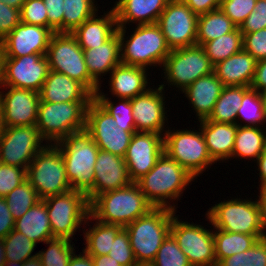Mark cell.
Instances as JSON below:
<instances>
[{"instance_id":"20","label":"cell","mask_w":266,"mask_h":266,"mask_svg":"<svg viewBox=\"0 0 266 266\" xmlns=\"http://www.w3.org/2000/svg\"><path fill=\"white\" fill-rule=\"evenodd\" d=\"M154 88L155 86L130 99L132 113L137 132L159 133L164 136L165 124H168V116H166L168 111L165 107L166 97L164 94L166 91L160 85Z\"/></svg>"},{"instance_id":"42","label":"cell","mask_w":266,"mask_h":266,"mask_svg":"<svg viewBox=\"0 0 266 266\" xmlns=\"http://www.w3.org/2000/svg\"><path fill=\"white\" fill-rule=\"evenodd\" d=\"M3 242L6 261L22 263L38 255V253L32 255L36 243L14 229L3 239Z\"/></svg>"},{"instance_id":"18","label":"cell","mask_w":266,"mask_h":266,"mask_svg":"<svg viewBox=\"0 0 266 266\" xmlns=\"http://www.w3.org/2000/svg\"><path fill=\"white\" fill-rule=\"evenodd\" d=\"M39 103L37 91L4 86L0 91L4 127L36 125Z\"/></svg>"},{"instance_id":"7","label":"cell","mask_w":266,"mask_h":266,"mask_svg":"<svg viewBox=\"0 0 266 266\" xmlns=\"http://www.w3.org/2000/svg\"><path fill=\"white\" fill-rule=\"evenodd\" d=\"M232 198L219 202L206 211L213 228L232 233L262 235V216L259 200Z\"/></svg>"},{"instance_id":"26","label":"cell","mask_w":266,"mask_h":266,"mask_svg":"<svg viewBox=\"0 0 266 266\" xmlns=\"http://www.w3.org/2000/svg\"><path fill=\"white\" fill-rule=\"evenodd\" d=\"M222 82L213 72L207 76L200 77L190 84L182 93L185 94L196 113L198 121L208 119L213 111L217 99L223 89Z\"/></svg>"},{"instance_id":"50","label":"cell","mask_w":266,"mask_h":266,"mask_svg":"<svg viewBox=\"0 0 266 266\" xmlns=\"http://www.w3.org/2000/svg\"><path fill=\"white\" fill-rule=\"evenodd\" d=\"M243 50L257 61L266 59V28L243 34Z\"/></svg>"},{"instance_id":"58","label":"cell","mask_w":266,"mask_h":266,"mask_svg":"<svg viewBox=\"0 0 266 266\" xmlns=\"http://www.w3.org/2000/svg\"><path fill=\"white\" fill-rule=\"evenodd\" d=\"M255 162H257V170L259 171L258 175L260 177L259 190L266 189V147L260 157Z\"/></svg>"},{"instance_id":"21","label":"cell","mask_w":266,"mask_h":266,"mask_svg":"<svg viewBox=\"0 0 266 266\" xmlns=\"http://www.w3.org/2000/svg\"><path fill=\"white\" fill-rule=\"evenodd\" d=\"M55 32L47 27L20 22L0 41L5 57H21L30 54L46 55Z\"/></svg>"},{"instance_id":"54","label":"cell","mask_w":266,"mask_h":266,"mask_svg":"<svg viewBox=\"0 0 266 266\" xmlns=\"http://www.w3.org/2000/svg\"><path fill=\"white\" fill-rule=\"evenodd\" d=\"M15 226V220L4 197H0V239H4Z\"/></svg>"},{"instance_id":"45","label":"cell","mask_w":266,"mask_h":266,"mask_svg":"<svg viewBox=\"0 0 266 266\" xmlns=\"http://www.w3.org/2000/svg\"><path fill=\"white\" fill-rule=\"evenodd\" d=\"M98 90L94 94V99L120 124H135L132 113V105L130 99L120 98L117 103L109 99L108 94ZM107 95V96H106Z\"/></svg>"},{"instance_id":"9","label":"cell","mask_w":266,"mask_h":266,"mask_svg":"<svg viewBox=\"0 0 266 266\" xmlns=\"http://www.w3.org/2000/svg\"><path fill=\"white\" fill-rule=\"evenodd\" d=\"M27 180L40 199L72 190L60 149L47 144L31 161L27 169Z\"/></svg>"},{"instance_id":"24","label":"cell","mask_w":266,"mask_h":266,"mask_svg":"<svg viewBox=\"0 0 266 266\" xmlns=\"http://www.w3.org/2000/svg\"><path fill=\"white\" fill-rule=\"evenodd\" d=\"M148 69L119 64L109 74V92L116 99H133L151 88Z\"/></svg>"},{"instance_id":"19","label":"cell","mask_w":266,"mask_h":266,"mask_svg":"<svg viewBox=\"0 0 266 266\" xmlns=\"http://www.w3.org/2000/svg\"><path fill=\"white\" fill-rule=\"evenodd\" d=\"M164 153V138L159 133L135 132L132 135L124 160L129 177L136 182L147 174Z\"/></svg>"},{"instance_id":"1","label":"cell","mask_w":266,"mask_h":266,"mask_svg":"<svg viewBox=\"0 0 266 266\" xmlns=\"http://www.w3.org/2000/svg\"><path fill=\"white\" fill-rule=\"evenodd\" d=\"M194 179L192 174L164 152L155 166L136 183L154 207L177 211L173 201L183 196V191Z\"/></svg>"},{"instance_id":"11","label":"cell","mask_w":266,"mask_h":266,"mask_svg":"<svg viewBox=\"0 0 266 266\" xmlns=\"http://www.w3.org/2000/svg\"><path fill=\"white\" fill-rule=\"evenodd\" d=\"M85 130L99 149L125 157L135 124H120L94 99L86 111Z\"/></svg>"},{"instance_id":"48","label":"cell","mask_w":266,"mask_h":266,"mask_svg":"<svg viewBox=\"0 0 266 266\" xmlns=\"http://www.w3.org/2000/svg\"><path fill=\"white\" fill-rule=\"evenodd\" d=\"M108 255L122 266H132L136 263L129 236L124 228L115 237Z\"/></svg>"},{"instance_id":"30","label":"cell","mask_w":266,"mask_h":266,"mask_svg":"<svg viewBox=\"0 0 266 266\" xmlns=\"http://www.w3.org/2000/svg\"><path fill=\"white\" fill-rule=\"evenodd\" d=\"M89 75L100 85L101 76L107 75L121 64L120 39L116 32L109 40L92 49H83Z\"/></svg>"},{"instance_id":"62","label":"cell","mask_w":266,"mask_h":266,"mask_svg":"<svg viewBox=\"0 0 266 266\" xmlns=\"http://www.w3.org/2000/svg\"><path fill=\"white\" fill-rule=\"evenodd\" d=\"M259 203L261 207V216H266V189L260 190L259 195Z\"/></svg>"},{"instance_id":"49","label":"cell","mask_w":266,"mask_h":266,"mask_svg":"<svg viewBox=\"0 0 266 266\" xmlns=\"http://www.w3.org/2000/svg\"><path fill=\"white\" fill-rule=\"evenodd\" d=\"M21 22L48 28L47 9L43 0H25L20 10Z\"/></svg>"},{"instance_id":"43","label":"cell","mask_w":266,"mask_h":266,"mask_svg":"<svg viewBox=\"0 0 266 266\" xmlns=\"http://www.w3.org/2000/svg\"><path fill=\"white\" fill-rule=\"evenodd\" d=\"M217 266H266V241L258 240L250 249L221 260Z\"/></svg>"},{"instance_id":"25","label":"cell","mask_w":266,"mask_h":266,"mask_svg":"<svg viewBox=\"0 0 266 266\" xmlns=\"http://www.w3.org/2000/svg\"><path fill=\"white\" fill-rule=\"evenodd\" d=\"M169 0H116L112 7L118 27L126 24H155Z\"/></svg>"},{"instance_id":"10","label":"cell","mask_w":266,"mask_h":266,"mask_svg":"<svg viewBox=\"0 0 266 266\" xmlns=\"http://www.w3.org/2000/svg\"><path fill=\"white\" fill-rule=\"evenodd\" d=\"M45 56L50 70L81 82L93 94L100 89V85L89 75L84 51L71 33L55 32Z\"/></svg>"},{"instance_id":"64","label":"cell","mask_w":266,"mask_h":266,"mask_svg":"<svg viewBox=\"0 0 266 266\" xmlns=\"http://www.w3.org/2000/svg\"><path fill=\"white\" fill-rule=\"evenodd\" d=\"M6 256H5V245L3 239H0V266H5Z\"/></svg>"},{"instance_id":"27","label":"cell","mask_w":266,"mask_h":266,"mask_svg":"<svg viewBox=\"0 0 266 266\" xmlns=\"http://www.w3.org/2000/svg\"><path fill=\"white\" fill-rule=\"evenodd\" d=\"M103 14L98 16L96 13L71 33L82 49L100 46L117 32L118 26L114 9Z\"/></svg>"},{"instance_id":"34","label":"cell","mask_w":266,"mask_h":266,"mask_svg":"<svg viewBox=\"0 0 266 266\" xmlns=\"http://www.w3.org/2000/svg\"><path fill=\"white\" fill-rule=\"evenodd\" d=\"M250 89L245 86H224L208 120L218 123L237 124L243 95Z\"/></svg>"},{"instance_id":"36","label":"cell","mask_w":266,"mask_h":266,"mask_svg":"<svg viewBox=\"0 0 266 266\" xmlns=\"http://www.w3.org/2000/svg\"><path fill=\"white\" fill-rule=\"evenodd\" d=\"M237 26L221 9L210 11L198 16L197 45L215 40L216 38L233 32Z\"/></svg>"},{"instance_id":"12","label":"cell","mask_w":266,"mask_h":266,"mask_svg":"<svg viewBox=\"0 0 266 266\" xmlns=\"http://www.w3.org/2000/svg\"><path fill=\"white\" fill-rule=\"evenodd\" d=\"M164 80L160 84L165 89L168 86L184 91L190 84L200 77L214 72V65L207 57L201 45L172 49L163 64Z\"/></svg>"},{"instance_id":"32","label":"cell","mask_w":266,"mask_h":266,"mask_svg":"<svg viewBox=\"0 0 266 266\" xmlns=\"http://www.w3.org/2000/svg\"><path fill=\"white\" fill-rule=\"evenodd\" d=\"M89 221L96 222L93 224L94 226L91 227V225H88ZM85 224L90 227L83 230L86 245L84 250L90 256L108 255L115 237L123 227L120 225L102 223L91 214L88 215Z\"/></svg>"},{"instance_id":"33","label":"cell","mask_w":266,"mask_h":266,"mask_svg":"<svg viewBox=\"0 0 266 266\" xmlns=\"http://www.w3.org/2000/svg\"><path fill=\"white\" fill-rule=\"evenodd\" d=\"M266 147V128L258 126L237 125L232 159H248L256 161ZM256 158V159H255Z\"/></svg>"},{"instance_id":"59","label":"cell","mask_w":266,"mask_h":266,"mask_svg":"<svg viewBox=\"0 0 266 266\" xmlns=\"http://www.w3.org/2000/svg\"><path fill=\"white\" fill-rule=\"evenodd\" d=\"M94 266H122L109 255L92 256Z\"/></svg>"},{"instance_id":"35","label":"cell","mask_w":266,"mask_h":266,"mask_svg":"<svg viewBox=\"0 0 266 266\" xmlns=\"http://www.w3.org/2000/svg\"><path fill=\"white\" fill-rule=\"evenodd\" d=\"M213 230L217 264L229 256L250 249L258 240L262 238V235L232 233L216 228H213Z\"/></svg>"},{"instance_id":"15","label":"cell","mask_w":266,"mask_h":266,"mask_svg":"<svg viewBox=\"0 0 266 266\" xmlns=\"http://www.w3.org/2000/svg\"><path fill=\"white\" fill-rule=\"evenodd\" d=\"M43 141L36 125L4 127L0 135V162L27 170L37 153L47 145Z\"/></svg>"},{"instance_id":"51","label":"cell","mask_w":266,"mask_h":266,"mask_svg":"<svg viewBox=\"0 0 266 266\" xmlns=\"http://www.w3.org/2000/svg\"><path fill=\"white\" fill-rule=\"evenodd\" d=\"M266 28V1L257 0L255 9L241 24L239 30L242 34L252 33Z\"/></svg>"},{"instance_id":"29","label":"cell","mask_w":266,"mask_h":266,"mask_svg":"<svg viewBox=\"0 0 266 266\" xmlns=\"http://www.w3.org/2000/svg\"><path fill=\"white\" fill-rule=\"evenodd\" d=\"M199 123L211 158L216 163L231 160L237 124L218 123L208 119Z\"/></svg>"},{"instance_id":"40","label":"cell","mask_w":266,"mask_h":266,"mask_svg":"<svg viewBox=\"0 0 266 266\" xmlns=\"http://www.w3.org/2000/svg\"><path fill=\"white\" fill-rule=\"evenodd\" d=\"M4 198L15 221L41 200L28 180L14 188Z\"/></svg>"},{"instance_id":"14","label":"cell","mask_w":266,"mask_h":266,"mask_svg":"<svg viewBox=\"0 0 266 266\" xmlns=\"http://www.w3.org/2000/svg\"><path fill=\"white\" fill-rule=\"evenodd\" d=\"M173 216L170 234L192 266H217L213 230Z\"/></svg>"},{"instance_id":"31","label":"cell","mask_w":266,"mask_h":266,"mask_svg":"<svg viewBox=\"0 0 266 266\" xmlns=\"http://www.w3.org/2000/svg\"><path fill=\"white\" fill-rule=\"evenodd\" d=\"M14 230L26 235L34 243H45L53 239V233L44 200L33 205L22 217L15 221Z\"/></svg>"},{"instance_id":"23","label":"cell","mask_w":266,"mask_h":266,"mask_svg":"<svg viewBox=\"0 0 266 266\" xmlns=\"http://www.w3.org/2000/svg\"><path fill=\"white\" fill-rule=\"evenodd\" d=\"M40 102L93 101L94 94L81 82L50 70L39 91Z\"/></svg>"},{"instance_id":"60","label":"cell","mask_w":266,"mask_h":266,"mask_svg":"<svg viewBox=\"0 0 266 266\" xmlns=\"http://www.w3.org/2000/svg\"><path fill=\"white\" fill-rule=\"evenodd\" d=\"M5 266H42V262L40 257L37 255L29 260H26L22 263L20 262H13V261H6Z\"/></svg>"},{"instance_id":"56","label":"cell","mask_w":266,"mask_h":266,"mask_svg":"<svg viewBox=\"0 0 266 266\" xmlns=\"http://www.w3.org/2000/svg\"><path fill=\"white\" fill-rule=\"evenodd\" d=\"M251 89L262 93L266 90V59L257 61Z\"/></svg>"},{"instance_id":"13","label":"cell","mask_w":266,"mask_h":266,"mask_svg":"<svg viewBox=\"0 0 266 266\" xmlns=\"http://www.w3.org/2000/svg\"><path fill=\"white\" fill-rule=\"evenodd\" d=\"M43 200L47 206L53 238L71 240L77 229L79 230L80 226L85 224L90 214L87 196L80 191L72 189Z\"/></svg>"},{"instance_id":"16","label":"cell","mask_w":266,"mask_h":266,"mask_svg":"<svg viewBox=\"0 0 266 266\" xmlns=\"http://www.w3.org/2000/svg\"><path fill=\"white\" fill-rule=\"evenodd\" d=\"M197 23L198 15L182 0H169L156 24L172 50L197 44Z\"/></svg>"},{"instance_id":"63","label":"cell","mask_w":266,"mask_h":266,"mask_svg":"<svg viewBox=\"0 0 266 266\" xmlns=\"http://www.w3.org/2000/svg\"><path fill=\"white\" fill-rule=\"evenodd\" d=\"M1 2L5 3L6 5L13 7V8H18L22 9V6L25 2V0H0Z\"/></svg>"},{"instance_id":"53","label":"cell","mask_w":266,"mask_h":266,"mask_svg":"<svg viewBox=\"0 0 266 266\" xmlns=\"http://www.w3.org/2000/svg\"><path fill=\"white\" fill-rule=\"evenodd\" d=\"M47 9L48 28L63 33L64 0H43Z\"/></svg>"},{"instance_id":"4","label":"cell","mask_w":266,"mask_h":266,"mask_svg":"<svg viewBox=\"0 0 266 266\" xmlns=\"http://www.w3.org/2000/svg\"><path fill=\"white\" fill-rule=\"evenodd\" d=\"M55 145L62 154L71 188L86 195L94 187V166L99 147L86 130L72 133Z\"/></svg>"},{"instance_id":"22","label":"cell","mask_w":266,"mask_h":266,"mask_svg":"<svg viewBox=\"0 0 266 266\" xmlns=\"http://www.w3.org/2000/svg\"><path fill=\"white\" fill-rule=\"evenodd\" d=\"M131 183L124 158L99 149L94 166V187L86 196L91 203L98 195Z\"/></svg>"},{"instance_id":"3","label":"cell","mask_w":266,"mask_h":266,"mask_svg":"<svg viewBox=\"0 0 266 266\" xmlns=\"http://www.w3.org/2000/svg\"><path fill=\"white\" fill-rule=\"evenodd\" d=\"M135 27L133 33L128 37L125 36L127 26L117 28L121 63L146 69L152 66L162 68L171 49L160 27L156 23L136 25Z\"/></svg>"},{"instance_id":"57","label":"cell","mask_w":266,"mask_h":266,"mask_svg":"<svg viewBox=\"0 0 266 266\" xmlns=\"http://www.w3.org/2000/svg\"><path fill=\"white\" fill-rule=\"evenodd\" d=\"M82 253V254H81ZM68 266H94L92 256H90L84 249L80 254L76 255L75 252L71 257Z\"/></svg>"},{"instance_id":"8","label":"cell","mask_w":266,"mask_h":266,"mask_svg":"<svg viewBox=\"0 0 266 266\" xmlns=\"http://www.w3.org/2000/svg\"><path fill=\"white\" fill-rule=\"evenodd\" d=\"M163 138L164 152L196 179L210 165L215 164L208 152L206 141L200 128L198 131L194 128L193 130L174 129V131L168 128Z\"/></svg>"},{"instance_id":"55","label":"cell","mask_w":266,"mask_h":266,"mask_svg":"<svg viewBox=\"0 0 266 266\" xmlns=\"http://www.w3.org/2000/svg\"><path fill=\"white\" fill-rule=\"evenodd\" d=\"M195 14L202 15L220 9L221 0H182Z\"/></svg>"},{"instance_id":"6","label":"cell","mask_w":266,"mask_h":266,"mask_svg":"<svg viewBox=\"0 0 266 266\" xmlns=\"http://www.w3.org/2000/svg\"><path fill=\"white\" fill-rule=\"evenodd\" d=\"M92 101L40 102L36 127L47 144H56L86 128L87 106Z\"/></svg>"},{"instance_id":"47","label":"cell","mask_w":266,"mask_h":266,"mask_svg":"<svg viewBox=\"0 0 266 266\" xmlns=\"http://www.w3.org/2000/svg\"><path fill=\"white\" fill-rule=\"evenodd\" d=\"M26 180L27 170L24 168L0 163V197H5Z\"/></svg>"},{"instance_id":"37","label":"cell","mask_w":266,"mask_h":266,"mask_svg":"<svg viewBox=\"0 0 266 266\" xmlns=\"http://www.w3.org/2000/svg\"><path fill=\"white\" fill-rule=\"evenodd\" d=\"M213 65L243 50V34L237 27L233 32L222 35L202 45Z\"/></svg>"},{"instance_id":"44","label":"cell","mask_w":266,"mask_h":266,"mask_svg":"<svg viewBox=\"0 0 266 266\" xmlns=\"http://www.w3.org/2000/svg\"><path fill=\"white\" fill-rule=\"evenodd\" d=\"M153 266H192L174 237L169 234L158 249Z\"/></svg>"},{"instance_id":"38","label":"cell","mask_w":266,"mask_h":266,"mask_svg":"<svg viewBox=\"0 0 266 266\" xmlns=\"http://www.w3.org/2000/svg\"><path fill=\"white\" fill-rule=\"evenodd\" d=\"M240 119V120H239ZM239 121H241L239 123ZM242 121L243 122L242 124ZM266 112L261 93L249 89L244 95L237 111V125L266 127ZM265 125V126H264Z\"/></svg>"},{"instance_id":"67","label":"cell","mask_w":266,"mask_h":266,"mask_svg":"<svg viewBox=\"0 0 266 266\" xmlns=\"http://www.w3.org/2000/svg\"><path fill=\"white\" fill-rule=\"evenodd\" d=\"M132 266H153L152 263H135Z\"/></svg>"},{"instance_id":"5","label":"cell","mask_w":266,"mask_h":266,"mask_svg":"<svg viewBox=\"0 0 266 266\" xmlns=\"http://www.w3.org/2000/svg\"><path fill=\"white\" fill-rule=\"evenodd\" d=\"M176 213L169 208L154 207L124 228L137 263L154 261L158 249L170 234L171 222Z\"/></svg>"},{"instance_id":"17","label":"cell","mask_w":266,"mask_h":266,"mask_svg":"<svg viewBox=\"0 0 266 266\" xmlns=\"http://www.w3.org/2000/svg\"><path fill=\"white\" fill-rule=\"evenodd\" d=\"M50 71L45 55L5 57L4 86L39 92Z\"/></svg>"},{"instance_id":"28","label":"cell","mask_w":266,"mask_h":266,"mask_svg":"<svg viewBox=\"0 0 266 266\" xmlns=\"http://www.w3.org/2000/svg\"><path fill=\"white\" fill-rule=\"evenodd\" d=\"M257 60L242 50L214 65V73L223 86L250 87L255 75Z\"/></svg>"},{"instance_id":"66","label":"cell","mask_w":266,"mask_h":266,"mask_svg":"<svg viewBox=\"0 0 266 266\" xmlns=\"http://www.w3.org/2000/svg\"><path fill=\"white\" fill-rule=\"evenodd\" d=\"M3 130H4V124H3L2 111L0 107V135L3 133Z\"/></svg>"},{"instance_id":"61","label":"cell","mask_w":266,"mask_h":266,"mask_svg":"<svg viewBox=\"0 0 266 266\" xmlns=\"http://www.w3.org/2000/svg\"><path fill=\"white\" fill-rule=\"evenodd\" d=\"M5 56L0 46V90L4 87Z\"/></svg>"},{"instance_id":"46","label":"cell","mask_w":266,"mask_h":266,"mask_svg":"<svg viewBox=\"0 0 266 266\" xmlns=\"http://www.w3.org/2000/svg\"><path fill=\"white\" fill-rule=\"evenodd\" d=\"M257 0H221L220 9L239 28L255 9Z\"/></svg>"},{"instance_id":"39","label":"cell","mask_w":266,"mask_h":266,"mask_svg":"<svg viewBox=\"0 0 266 266\" xmlns=\"http://www.w3.org/2000/svg\"><path fill=\"white\" fill-rule=\"evenodd\" d=\"M95 3V0H64L63 33H72L94 16L99 10Z\"/></svg>"},{"instance_id":"41","label":"cell","mask_w":266,"mask_h":266,"mask_svg":"<svg viewBox=\"0 0 266 266\" xmlns=\"http://www.w3.org/2000/svg\"><path fill=\"white\" fill-rule=\"evenodd\" d=\"M71 242L72 240L67 238H53L46 241L44 244H47L48 248L38 252L42 266H68L75 251V244Z\"/></svg>"},{"instance_id":"2","label":"cell","mask_w":266,"mask_h":266,"mask_svg":"<svg viewBox=\"0 0 266 266\" xmlns=\"http://www.w3.org/2000/svg\"><path fill=\"white\" fill-rule=\"evenodd\" d=\"M153 208L137 183L132 182L123 188L98 195L90 203V214L102 223L125 228Z\"/></svg>"},{"instance_id":"68","label":"cell","mask_w":266,"mask_h":266,"mask_svg":"<svg viewBox=\"0 0 266 266\" xmlns=\"http://www.w3.org/2000/svg\"><path fill=\"white\" fill-rule=\"evenodd\" d=\"M261 95H262V98H263V101H264V108H265V112H266V90L263 91L261 93Z\"/></svg>"},{"instance_id":"52","label":"cell","mask_w":266,"mask_h":266,"mask_svg":"<svg viewBox=\"0 0 266 266\" xmlns=\"http://www.w3.org/2000/svg\"><path fill=\"white\" fill-rule=\"evenodd\" d=\"M21 22L20 9L0 1V41Z\"/></svg>"},{"instance_id":"65","label":"cell","mask_w":266,"mask_h":266,"mask_svg":"<svg viewBox=\"0 0 266 266\" xmlns=\"http://www.w3.org/2000/svg\"><path fill=\"white\" fill-rule=\"evenodd\" d=\"M262 225H263V229H262V240L266 241V216H262Z\"/></svg>"}]
</instances>
